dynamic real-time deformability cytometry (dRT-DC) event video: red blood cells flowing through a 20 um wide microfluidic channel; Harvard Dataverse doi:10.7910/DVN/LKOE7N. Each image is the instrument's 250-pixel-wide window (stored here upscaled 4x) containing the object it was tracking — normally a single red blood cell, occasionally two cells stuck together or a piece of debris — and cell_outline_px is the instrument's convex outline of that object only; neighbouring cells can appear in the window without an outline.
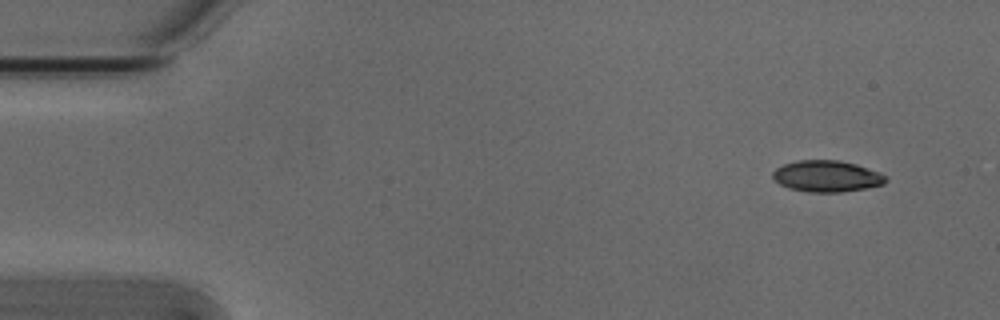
{"species": "Egyptian fruit bat (a non-hibernating species)", "species_latin": "Rousettus aegyptiacus", "temperature_condition": "cold", "stored_images_in_passage": 50, "camera_frame_rate_fps": 3000, "um_per_image_px": 0.085, "animal": {"sex": "male"}, "frame": {"image": 1, "passage_image": 1, "time_ms": 0.0, "image_size_px": [1000, 320], "cell_outline_px": [[888, 180], [884, 184], [864, 188], [840, 192], [808, 192], [788, 188], [772, 180], [772, 172], [776, 168], [784, 164], [796, 160], [840, 160], [856, 164], [880, 172], [888, 176]], "centroid_in_image_um": [70.27, 14.97], "position_along_channel_um": 14.7, "area_um2": 20.87}}
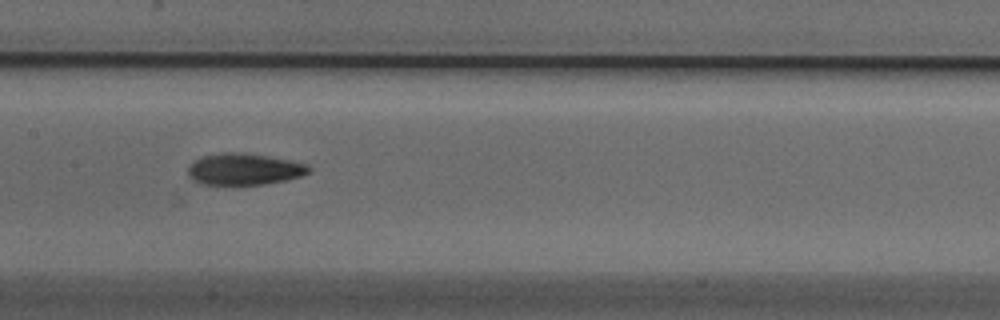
{"frame": {"image": 2, "passage_image": 23, "time_ms": 7.333, "image_size_px": [1000, 320], "cell_outline_px": [[312, 168], [308, 172], [300, 176], [284, 180], [264, 184], [200, 184], [192, 180], [188, 176], [188, 168], [200, 156], [224, 152], [244, 152], [268, 156], [308, 164]], "centroid_in_image_um": [20.73, 14.37], "position_along_channel_um": 186.7, "area_um2": 22.14}}
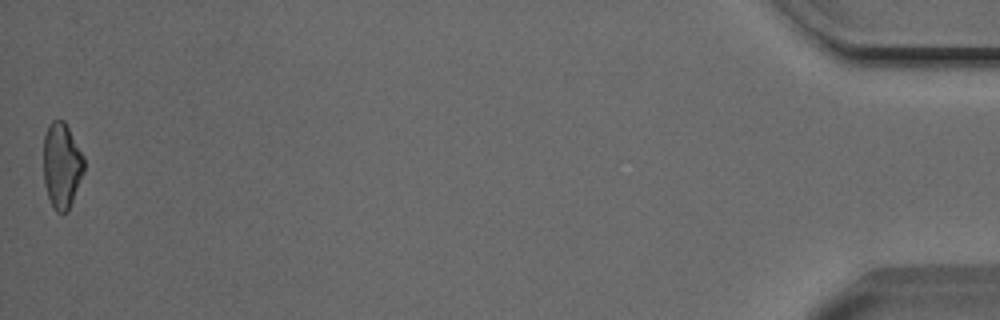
{"frame": {"image": 3, "passage_image": 50, "time_ms": 16.333, "image_size_px": [1000, 320], "cell_outline_px": [[84, 172], [72, 200], [68, 208], [64, 212], [56, 212], [52, 208], [44, 184], [44, 136], [48, 124], [52, 120], [64, 120], [84, 156]], "centroid_in_image_um": [5.24, 14.04], "position_along_channel_um": 430.0, "area_um2": 20.11}, "authors_computed_cell_mechanics": {"area_um2": 21.5305, "velocity_mm_per_s": 3.8328, "shape_relaxation_time_tau1_ms": 4.1297, "shape_relaxation_time_tau2_ms": 5.8714, "deformation_change_tau1": 0.1403, "deformation_change_tau2": 0.1326}}